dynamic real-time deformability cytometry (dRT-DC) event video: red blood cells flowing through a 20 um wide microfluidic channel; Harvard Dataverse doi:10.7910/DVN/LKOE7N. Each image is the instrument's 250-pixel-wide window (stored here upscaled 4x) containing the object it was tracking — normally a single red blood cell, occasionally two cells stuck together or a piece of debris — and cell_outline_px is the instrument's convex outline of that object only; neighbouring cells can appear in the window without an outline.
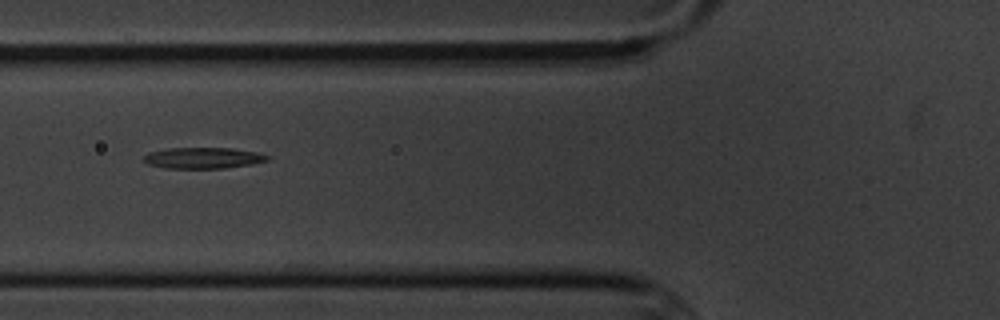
{"species": "common noctule bat (a hibernating species)", "species_latin": "Nyctalus noctula", "temperature_condition": "cold", "stored_images_in_passage": 9, "camera_frame_rate_fps": 3000, "um_per_image_px": 0.085, "animal": {"sex": "male", "body_mass_g": 20.1, "forearm_length_mm": 53.5}, "frame": {"image": 1, "passage_image": 7, "time_ms": 7.667, "image_size_px": [1000, 320], "cell_outline_px": [[272, 156], [268, 160], [252, 164], [224, 168], [164, 168], [148, 164], [144, 160], [144, 156], [148, 152], [168, 148], [232, 148], [256, 152]], "centroid_in_image_um": [17.28, 13.42], "position_along_channel_um": 108.5, "area_um2": 15.2}}
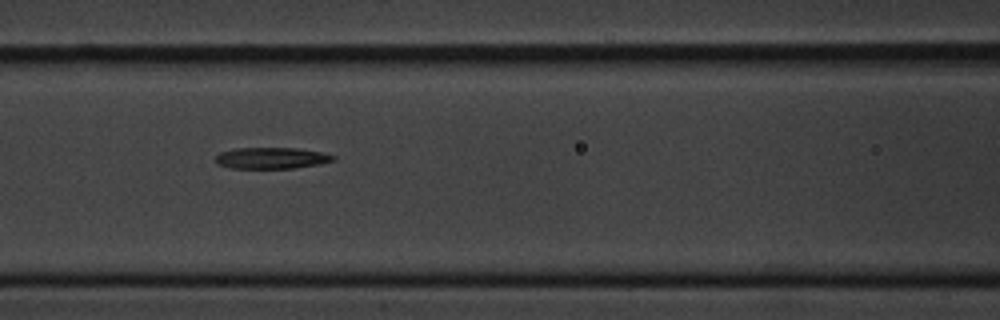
{"frame": {"image": 2, "passage_image": 8, "time_ms": 8.667, "image_size_px": [1000, 320], "cell_outline_px": [[336, 160], [320, 164], [292, 168], [232, 168], [216, 164], [216, 156], [220, 152], [236, 148], [296, 148], [320, 152], [336, 156]], "centroid_in_image_um": [23.08, 13.43], "position_along_channel_um": 143.5, "area_um2": 14.57}}
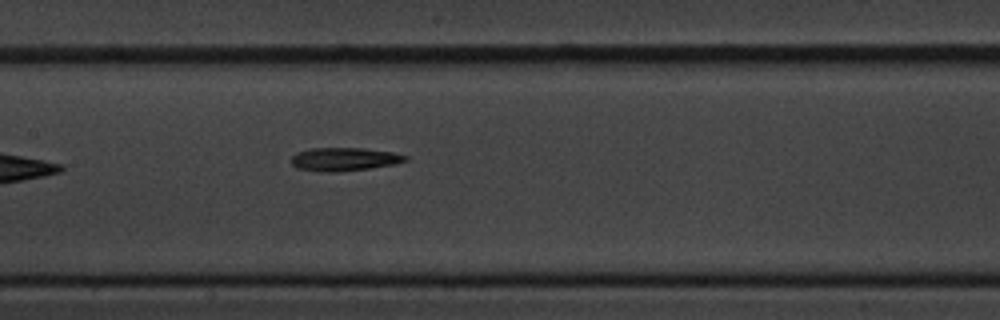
{"frame": {"image": 3, "passage_image": 9, "time_ms": 9.667, "image_size_px": [1000, 320], "cell_outline_px": [[408, 160], [396, 164], [368, 168], [336, 172], [324, 172], [296, 168], [292, 164], [292, 156], [296, 152], [312, 148], [364, 148], [392, 152], [408, 156]], "centroid_in_image_um": [29.26, 13.53], "position_along_channel_um": 178.1, "area_um2": 15.49}}